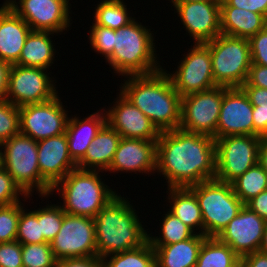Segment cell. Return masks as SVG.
I'll list each match as a JSON object with an SVG mask.
<instances>
[{"mask_svg":"<svg viewBox=\"0 0 267 267\" xmlns=\"http://www.w3.org/2000/svg\"><path fill=\"white\" fill-rule=\"evenodd\" d=\"M90 25L89 43L91 48L98 54L105 57V61L113 54L114 50V29L94 24Z\"/></svg>","mask_w":267,"mask_h":267,"instance_id":"cell-40","label":"cell"},{"mask_svg":"<svg viewBox=\"0 0 267 267\" xmlns=\"http://www.w3.org/2000/svg\"><path fill=\"white\" fill-rule=\"evenodd\" d=\"M121 138V135L106 123L89 145L84 157L77 163V168L106 173Z\"/></svg>","mask_w":267,"mask_h":267,"instance_id":"cell-24","label":"cell"},{"mask_svg":"<svg viewBox=\"0 0 267 267\" xmlns=\"http://www.w3.org/2000/svg\"><path fill=\"white\" fill-rule=\"evenodd\" d=\"M253 105L254 136L267 134V89L241 86Z\"/></svg>","mask_w":267,"mask_h":267,"instance_id":"cell-35","label":"cell"},{"mask_svg":"<svg viewBox=\"0 0 267 267\" xmlns=\"http://www.w3.org/2000/svg\"><path fill=\"white\" fill-rule=\"evenodd\" d=\"M106 123L107 116L104 108L86 118L81 119L77 115L69 117L65 134L69 155L76 164L84 157L89 145Z\"/></svg>","mask_w":267,"mask_h":267,"instance_id":"cell-23","label":"cell"},{"mask_svg":"<svg viewBox=\"0 0 267 267\" xmlns=\"http://www.w3.org/2000/svg\"><path fill=\"white\" fill-rule=\"evenodd\" d=\"M157 141L121 138L107 171L110 173H156Z\"/></svg>","mask_w":267,"mask_h":267,"instance_id":"cell-20","label":"cell"},{"mask_svg":"<svg viewBox=\"0 0 267 267\" xmlns=\"http://www.w3.org/2000/svg\"><path fill=\"white\" fill-rule=\"evenodd\" d=\"M20 197H24V200ZM30 197L32 196H26L21 191L14 183L12 176L4 168L0 170V206L10 205L21 200L25 202L28 198L31 200Z\"/></svg>","mask_w":267,"mask_h":267,"instance_id":"cell-41","label":"cell"},{"mask_svg":"<svg viewBox=\"0 0 267 267\" xmlns=\"http://www.w3.org/2000/svg\"><path fill=\"white\" fill-rule=\"evenodd\" d=\"M252 64L267 67V26L249 39Z\"/></svg>","mask_w":267,"mask_h":267,"instance_id":"cell-43","label":"cell"},{"mask_svg":"<svg viewBox=\"0 0 267 267\" xmlns=\"http://www.w3.org/2000/svg\"><path fill=\"white\" fill-rule=\"evenodd\" d=\"M46 204L37 209V219L40 223L41 233L44 238L51 242L60 231L64 211L60 204Z\"/></svg>","mask_w":267,"mask_h":267,"instance_id":"cell-36","label":"cell"},{"mask_svg":"<svg viewBox=\"0 0 267 267\" xmlns=\"http://www.w3.org/2000/svg\"><path fill=\"white\" fill-rule=\"evenodd\" d=\"M56 267H104V265L102 259L94 256L60 259L56 261Z\"/></svg>","mask_w":267,"mask_h":267,"instance_id":"cell-46","label":"cell"},{"mask_svg":"<svg viewBox=\"0 0 267 267\" xmlns=\"http://www.w3.org/2000/svg\"><path fill=\"white\" fill-rule=\"evenodd\" d=\"M224 86L182 97L180 129L216 139Z\"/></svg>","mask_w":267,"mask_h":267,"instance_id":"cell-12","label":"cell"},{"mask_svg":"<svg viewBox=\"0 0 267 267\" xmlns=\"http://www.w3.org/2000/svg\"><path fill=\"white\" fill-rule=\"evenodd\" d=\"M162 217L159 236H153L148 233V241L150 245H169L175 244L191 238L195 232L186 224H184L177 216L173 215L169 210Z\"/></svg>","mask_w":267,"mask_h":267,"instance_id":"cell-32","label":"cell"},{"mask_svg":"<svg viewBox=\"0 0 267 267\" xmlns=\"http://www.w3.org/2000/svg\"><path fill=\"white\" fill-rule=\"evenodd\" d=\"M25 203L20 201V217L17 228L16 241L21 244H39L48 242L41 233L40 223L37 219V209H26Z\"/></svg>","mask_w":267,"mask_h":267,"instance_id":"cell-34","label":"cell"},{"mask_svg":"<svg viewBox=\"0 0 267 267\" xmlns=\"http://www.w3.org/2000/svg\"><path fill=\"white\" fill-rule=\"evenodd\" d=\"M220 6H233L249 10L267 18V0H220Z\"/></svg>","mask_w":267,"mask_h":267,"instance_id":"cell-44","label":"cell"},{"mask_svg":"<svg viewBox=\"0 0 267 267\" xmlns=\"http://www.w3.org/2000/svg\"><path fill=\"white\" fill-rule=\"evenodd\" d=\"M232 135H254L253 105L241 87H225L216 139Z\"/></svg>","mask_w":267,"mask_h":267,"instance_id":"cell-17","label":"cell"},{"mask_svg":"<svg viewBox=\"0 0 267 267\" xmlns=\"http://www.w3.org/2000/svg\"><path fill=\"white\" fill-rule=\"evenodd\" d=\"M260 136L232 135L215 139V179L232 183L259 163Z\"/></svg>","mask_w":267,"mask_h":267,"instance_id":"cell-9","label":"cell"},{"mask_svg":"<svg viewBox=\"0 0 267 267\" xmlns=\"http://www.w3.org/2000/svg\"><path fill=\"white\" fill-rule=\"evenodd\" d=\"M70 4L69 0H18L10 8L32 31H51L61 35L72 24Z\"/></svg>","mask_w":267,"mask_h":267,"instance_id":"cell-15","label":"cell"},{"mask_svg":"<svg viewBox=\"0 0 267 267\" xmlns=\"http://www.w3.org/2000/svg\"><path fill=\"white\" fill-rule=\"evenodd\" d=\"M124 0H101L94 11L93 23L110 29H121L132 22L135 17L130 16Z\"/></svg>","mask_w":267,"mask_h":267,"instance_id":"cell-30","label":"cell"},{"mask_svg":"<svg viewBox=\"0 0 267 267\" xmlns=\"http://www.w3.org/2000/svg\"><path fill=\"white\" fill-rule=\"evenodd\" d=\"M167 189L166 199L170 203L167 209L195 233L203 235L202 213L196 195L188 187Z\"/></svg>","mask_w":267,"mask_h":267,"instance_id":"cell-28","label":"cell"},{"mask_svg":"<svg viewBox=\"0 0 267 267\" xmlns=\"http://www.w3.org/2000/svg\"><path fill=\"white\" fill-rule=\"evenodd\" d=\"M50 244L56 260L97 256L94 218L64 212L60 231Z\"/></svg>","mask_w":267,"mask_h":267,"instance_id":"cell-14","label":"cell"},{"mask_svg":"<svg viewBox=\"0 0 267 267\" xmlns=\"http://www.w3.org/2000/svg\"><path fill=\"white\" fill-rule=\"evenodd\" d=\"M157 175L167 188H183L215 179V139L180 128L160 132L157 140Z\"/></svg>","mask_w":267,"mask_h":267,"instance_id":"cell-1","label":"cell"},{"mask_svg":"<svg viewBox=\"0 0 267 267\" xmlns=\"http://www.w3.org/2000/svg\"><path fill=\"white\" fill-rule=\"evenodd\" d=\"M259 251L267 255V223L265 226L263 240H262V244H261Z\"/></svg>","mask_w":267,"mask_h":267,"instance_id":"cell-51","label":"cell"},{"mask_svg":"<svg viewBox=\"0 0 267 267\" xmlns=\"http://www.w3.org/2000/svg\"><path fill=\"white\" fill-rule=\"evenodd\" d=\"M19 217L20 202L0 206V243L16 240Z\"/></svg>","mask_w":267,"mask_h":267,"instance_id":"cell-39","label":"cell"},{"mask_svg":"<svg viewBox=\"0 0 267 267\" xmlns=\"http://www.w3.org/2000/svg\"><path fill=\"white\" fill-rule=\"evenodd\" d=\"M3 168L2 149L0 144V170Z\"/></svg>","mask_w":267,"mask_h":267,"instance_id":"cell-54","label":"cell"},{"mask_svg":"<svg viewBox=\"0 0 267 267\" xmlns=\"http://www.w3.org/2000/svg\"><path fill=\"white\" fill-rule=\"evenodd\" d=\"M267 26V18L249 10L220 6L221 34L250 39Z\"/></svg>","mask_w":267,"mask_h":267,"instance_id":"cell-25","label":"cell"},{"mask_svg":"<svg viewBox=\"0 0 267 267\" xmlns=\"http://www.w3.org/2000/svg\"><path fill=\"white\" fill-rule=\"evenodd\" d=\"M31 31L10 6H0V60L15 64Z\"/></svg>","mask_w":267,"mask_h":267,"instance_id":"cell-22","label":"cell"},{"mask_svg":"<svg viewBox=\"0 0 267 267\" xmlns=\"http://www.w3.org/2000/svg\"><path fill=\"white\" fill-rule=\"evenodd\" d=\"M188 188L198 200L203 219V235L206 237H218L244 206L235 195L231 183L213 179Z\"/></svg>","mask_w":267,"mask_h":267,"instance_id":"cell-7","label":"cell"},{"mask_svg":"<svg viewBox=\"0 0 267 267\" xmlns=\"http://www.w3.org/2000/svg\"><path fill=\"white\" fill-rule=\"evenodd\" d=\"M241 267H267V255L256 251L241 257Z\"/></svg>","mask_w":267,"mask_h":267,"instance_id":"cell-48","label":"cell"},{"mask_svg":"<svg viewBox=\"0 0 267 267\" xmlns=\"http://www.w3.org/2000/svg\"><path fill=\"white\" fill-rule=\"evenodd\" d=\"M20 134L19 107L0 100V144Z\"/></svg>","mask_w":267,"mask_h":267,"instance_id":"cell-38","label":"cell"},{"mask_svg":"<svg viewBox=\"0 0 267 267\" xmlns=\"http://www.w3.org/2000/svg\"><path fill=\"white\" fill-rule=\"evenodd\" d=\"M231 184L235 195L245 204L251 198L267 190V172L263 165L257 163Z\"/></svg>","mask_w":267,"mask_h":267,"instance_id":"cell-31","label":"cell"},{"mask_svg":"<svg viewBox=\"0 0 267 267\" xmlns=\"http://www.w3.org/2000/svg\"><path fill=\"white\" fill-rule=\"evenodd\" d=\"M242 86H256L267 89V67L251 64L246 82Z\"/></svg>","mask_w":267,"mask_h":267,"instance_id":"cell-45","label":"cell"},{"mask_svg":"<svg viewBox=\"0 0 267 267\" xmlns=\"http://www.w3.org/2000/svg\"><path fill=\"white\" fill-rule=\"evenodd\" d=\"M115 102L105 108L107 123L123 138H134L157 141L160 132L150 119L121 92Z\"/></svg>","mask_w":267,"mask_h":267,"instance_id":"cell-19","label":"cell"},{"mask_svg":"<svg viewBox=\"0 0 267 267\" xmlns=\"http://www.w3.org/2000/svg\"><path fill=\"white\" fill-rule=\"evenodd\" d=\"M100 172L104 173L76 168L52 188L50 195L53 196L57 191L63 200L60 205L66 214L94 218L119 194L106 185L105 180L102 181Z\"/></svg>","mask_w":267,"mask_h":267,"instance_id":"cell-5","label":"cell"},{"mask_svg":"<svg viewBox=\"0 0 267 267\" xmlns=\"http://www.w3.org/2000/svg\"><path fill=\"white\" fill-rule=\"evenodd\" d=\"M54 32L31 31L25 40L16 65L48 69L55 61L56 48L51 39ZM52 36V37H51Z\"/></svg>","mask_w":267,"mask_h":267,"instance_id":"cell-27","label":"cell"},{"mask_svg":"<svg viewBox=\"0 0 267 267\" xmlns=\"http://www.w3.org/2000/svg\"><path fill=\"white\" fill-rule=\"evenodd\" d=\"M64 107L59 94L46 102L19 107L20 134L40 141L65 133L70 115Z\"/></svg>","mask_w":267,"mask_h":267,"instance_id":"cell-13","label":"cell"},{"mask_svg":"<svg viewBox=\"0 0 267 267\" xmlns=\"http://www.w3.org/2000/svg\"><path fill=\"white\" fill-rule=\"evenodd\" d=\"M14 1L17 0H4L3 5L1 4V6H10Z\"/></svg>","mask_w":267,"mask_h":267,"instance_id":"cell-53","label":"cell"},{"mask_svg":"<svg viewBox=\"0 0 267 267\" xmlns=\"http://www.w3.org/2000/svg\"><path fill=\"white\" fill-rule=\"evenodd\" d=\"M0 267H23L20 242L14 240L0 243Z\"/></svg>","mask_w":267,"mask_h":267,"instance_id":"cell-42","label":"cell"},{"mask_svg":"<svg viewBox=\"0 0 267 267\" xmlns=\"http://www.w3.org/2000/svg\"><path fill=\"white\" fill-rule=\"evenodd\" d=\"M11 64L0 60V100H5Z\"/></svg>","mask_w":267,"mask_h":267,"instance_id":"cell-49","label":"cell"},{"mask_svg":"<svg viewBox=\"0 0 267 267\" xmlns=\"http://www.w3.org/2000/svg\"><path fill=\"white\" fill-rule=\"evenodd\" d=\"M172 4L193 44L208 43L221 34L220 1Z\"/></svg>","mask_w":267,"mask_h":267,"instance_id":"cell-16","label":"cell"},{"mask_svg":"<svg viewBox=\"0 0 267 267\" xmlns=\"http://www.w3.org/2000/svg\"><path fill=\"white\" fill-rule=\"evenodd\" d=\"M244 205L267 221V190L251 198Z\"/></svg>","mask_w":267,"mask_h":267,"instance_id":"cell-47","label":"cell"},{"mask_svg":"<svg viewBox=\"0 0 267 267\" xmlns=\"http://www.w3.org/2000/svg\"><path fill=\"white\" fill-rule=\"evenodd\" d=\"M48 69L13 64L5 99L17 107L46 102L58 95L56 80ZM54 79V80H52Z\"/></svg>","mask_w":267,"mask_h":267,"instance_id":"cell-10","label":"cell"},{"mask_svg":"<svg viewBox=\"0 0 267 267\" xmlns=\"http://www.w3.org/2000/svg\"><path fill=\"white\" fill-rule=\"evenodd\" d=\"M37 150L40 175L52 188L77 168L69 155L65 133L37 141Z\"/></svg>","mask_w":267,"mask_h":267,"instance_id":"cell-21","label":"cell"},{"mask_svg":"<svg viewBox=\"0 0 267 267\" xmlns=\"http://www.w3.org/2000/svg\"><path fill=\"white\" fill-rule=\"evenodd\" d=\"M3 168L26 196L36 191L41 200L50 196L52 187L41 177L37 141L18 134L1 144Z\"/></svg>","mask_w":267,"mask_h":267,"instance_id":"cell-6","label":"cell"},{"mask_svg":"<svg viewBox=\"0 0 267 267\" xmlns=\"http://www.w3.org/2000/svg\"><path fill=\"white\" fill-rule=\"evenodd\" d=\"M183 56L173 73L163 68L181 97L218 86L212 73L210 48L205 43H194Z\"/></svg>","mask_w":267,"mask_h":267,"instance_id":"cell-11","label":"cell"},{"mask_svg":"<svg viewBox=\"0 0 267 267\" xmlns=\"http://www.w3.org/2000/svg\"><path fill=\"white\" fill-rule=\"evenodd\" d=\"M196 267H241V258L217 237H207L200 248Z\"/></svg>","mask_w":267,"mask_h":267,"instance_id":"cell-29","label":"cell"},{"mask_svg":"<svg viewBox=\"0 0 267 267\" xmlns=\"http://www.w3.org/2000/svg\"><path fill=\"white\" fill-rule=\"evenodd\" d=\"M120 92L140 109L159 132L178 129L181 124L182 97L162 68L148 75L125 76Z\"/></svg>","mask_w":267,"mask_h":267,"instance_id":"cell-2","label":"cell"},{"mask_svg":"<svg viewBox=\"0 0 267 267\" xmlns=\"http://www.w3.org/2000/svg\"><path fill=\"white\" fill-rule=\"evenodd\" d=\"M104 267H156L154 248L147 241L144 245L102 259Z\"/></svg>","mask_w":267,"mask_h":267,"instance_id":"cell-33","label":"cell"},{"mask_svg":"<svg viewBox=\"0 0 267 267\" xmlns=\"http://www.w3.org/2000/svg\"><path fill=\"white\" fill-rule=\"evenodd\" d=\"M50 242L22 244L23 267H56Z\"/></svg>","mask_w":267,"mask_h":267,"instance_id":"cell-37","label":"cell"},{"mask_svg":"<svg viewBox=\"0 0 267 267\" xmlns=\"http://www.w3.org/2000/svg\"><path fill=\"white\" fill-rule=\"evenodd\" d=\"M124 197V194H117L94 217L97 257L100 259L137 248L148 241V232L132 201Z\"/></svg>","mask_w":267,"mask_h":267,"instance_id":"cell-3","label":"cell"},{"mask_svg":"<svg viewBox=\"0 0 267 267\" xmlns=\"http://www.w3.org/2000/svg\"><path fill=\"white\" fill-rule=\"evenodd\" d=\"M209 1H220V0H171L170 3L209 2Z\"/></svg>","mask_w":267,"mask_h":267,"instance_id":"cell-52","label":"cell"},{"mask_svg":"<svg viewBox=\"0 0 267 267\" xmlns=\"http://www.w3.org/2000/svg\"><path fill=\"white\" fill-rule=\"evenodd\" d=\"M205 44L210 48L214 82L218 86L241 87L252 64L249 40L219 34Z\"/></svg>","mask_w":267,"mask_h":267,"instance_id":"cell-8","label":"cell"},{"mask_svg":"<svg viewBox=\"0 0 267 267\" xmlns=\"http://www.w3.org/2000/svg\"><path fill=\"white\" fill-rule=\"evenodd\" d=\"M207 237L195 233L191 238L169 245H151L156 267H196L200 248Z\"/></svg>","mask_w":267,"mask_h":267,"instance_id":"cell-26","label":"cell"},{"mask_svg":"<svg viewBox=\"0 0 267 267\" xmlns=\"http://www.w3.org/2000/svg\"><path fill=\"white\" fill-rule=\"evenodd\" d=\"M147 27L135 18L121 29L114 30V50L106 62L118 76L148 75L162 69L156 53L154 31Z\"/></svg>","mask_w":267,"mask_h":267,"instance_id":"cell-4","label":"cell"},{"mask_svg":"<svg viewBox=\"0 0 267 267\" xmlns=\"http://www.w3.org/2000/svg\"><path fill=\"white\" fill-rule=\"evenodd\" d=\"M259 163L264 166L267 172V134L260 137Z\"/></svg>","mask_w":267,"mask_h":267,"instance_id":"cell-50","label":"cell"},{"mask_svg":"<svg viewBox=\"0 0 267 267\" xmlns=\"http://www.w3.org/2000/svg\"><path fill=\"white\" fill-rule=\"evenodd\" d=\"M266 223L267 221L244 205L217 238L229 245L241 258L259 251Z\"/></svg>","mask_w":267,"mask_h":267,"instance_id":"cell-18","label":"cell"}]
</instances>
